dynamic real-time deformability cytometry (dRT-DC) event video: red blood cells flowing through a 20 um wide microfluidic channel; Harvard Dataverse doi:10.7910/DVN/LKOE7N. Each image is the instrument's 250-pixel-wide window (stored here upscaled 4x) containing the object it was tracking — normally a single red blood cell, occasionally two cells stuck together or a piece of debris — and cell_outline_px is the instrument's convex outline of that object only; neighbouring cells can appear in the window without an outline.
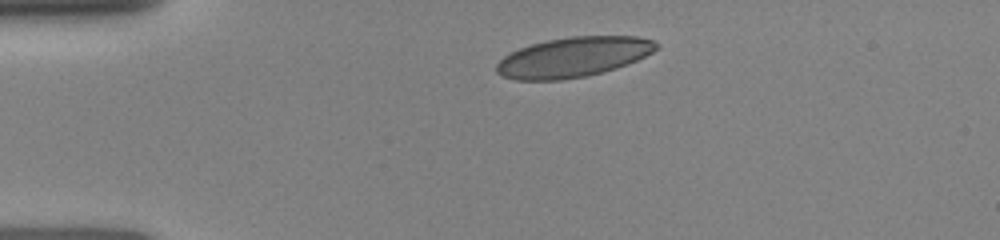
{"species": "human", "species_latin": "Homo sapiens", "temperature_condition": "room temperature", "stored_images_in_passage": 7, "camera_frame_rate_fps": 3000, "um_per_image_px": 0.085, "donor": {"sex": "female"}, "frame": {"image": 1, "passage_image": 1, "time_ms": 0.0, "image_size_px": [1000, 240], "cell_outline_px": [[660, 48], [636, 60], [616, 68], [584, 76], [560, 80], [516, 80], [504, 76], [496, 72], [496, 64], [504, 56], [520, 48], [532, 44], [548, 40], [572, 36], [636, 36], [652, 40], [660, 44]], "centroid_in_image_um": [48.74, 4.85], "position_along_channel_um": 36.3, "area_um2": 36.88}}
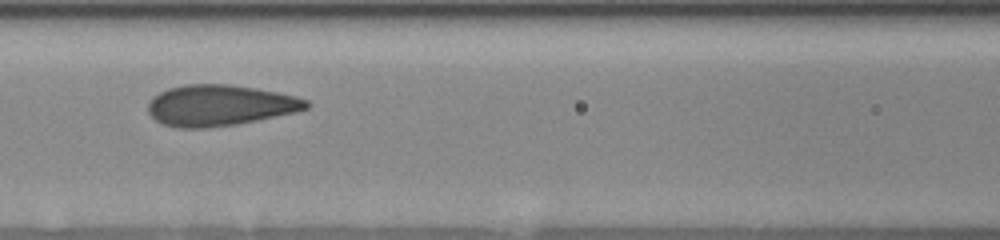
{"frame": {"image": 2, "passage_image": 5, "time_ms": 3.667, "image_size_px": [1000, 240], "cell_outline_px": [[312, 104], [308, 108], [296, 112], [236, 124], [208, 128], [180, 128], [164, 124], [156, 120], [148, 112], [148, 104], [152, 96], [168, 88], [184, 84], [228, 84], [256, 88], [296, 96], [308, 100]], "centroid_in_image_um": [18.68, 8.95], "position_along_channel_um": 147.9, "area_um2": 37.86}}
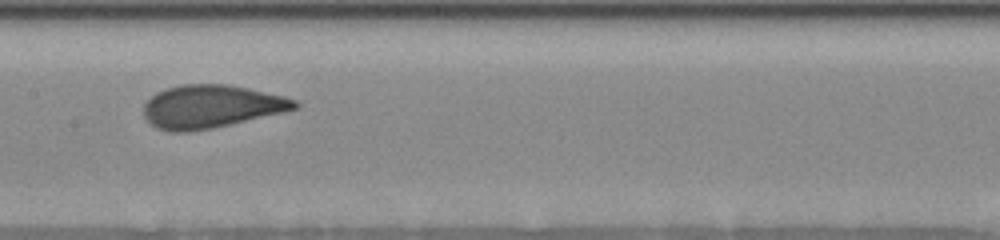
{"frame": {"image": 3, "passage_image": 6, "time_ms": 4.667, "image_size_px": [1000, 240], "cell_outline_px": [[300, 104], [296, 108], [284, 112], [212, 128], [188, 132], [168, 132], [156, 128], [144, 116], [144, 104], [156, 92], [180, 84], [228, 84], [248, 88], [284, 96], [296, 100]], "centroid_in_image_um": [17.93, 9.05], "position_along_channel_um": 189.5, "area_um2": 37.8}}